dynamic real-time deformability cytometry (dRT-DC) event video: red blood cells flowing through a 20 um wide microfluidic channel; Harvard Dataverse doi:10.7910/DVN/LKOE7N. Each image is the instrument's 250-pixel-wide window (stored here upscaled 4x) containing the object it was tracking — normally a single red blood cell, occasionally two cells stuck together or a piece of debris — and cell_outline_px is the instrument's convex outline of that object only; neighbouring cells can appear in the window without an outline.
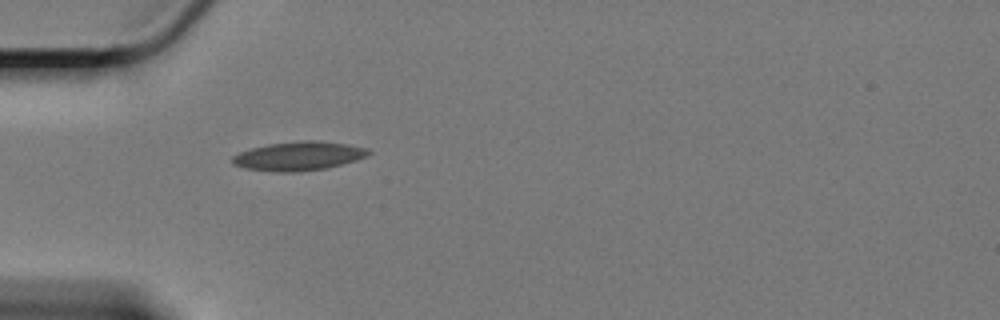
{"species": "Egyptian fruit bat (a non-hibernating species)", "species_latin": "Rousettus aegyptiacus", "temperature_condition": "cold", "stored_images_in_passage": 42, "camera_frame_rate_fps": 3000, "um_per_image_px": 0.085, "animal": {"sex": "female"}, "frame": {"image": 1, "passage_image": 1, "time_ms": 0.0, "image_size_px": [1000, 320], "cell_outline_px": [[372, 152], [368, 156], [356, 160], [328, 168], [300, 172], [272, 172], [244, 168], [232, 164], [232, 156], [240, 152], [252, 148], [268, 144], [300, 140], [320, 140], [348, 144], [368, 148]], "centroid_in_image_um": [25.41, 13.26], "position_along_channel_um": 59.6, "area_um2": 23.29}}
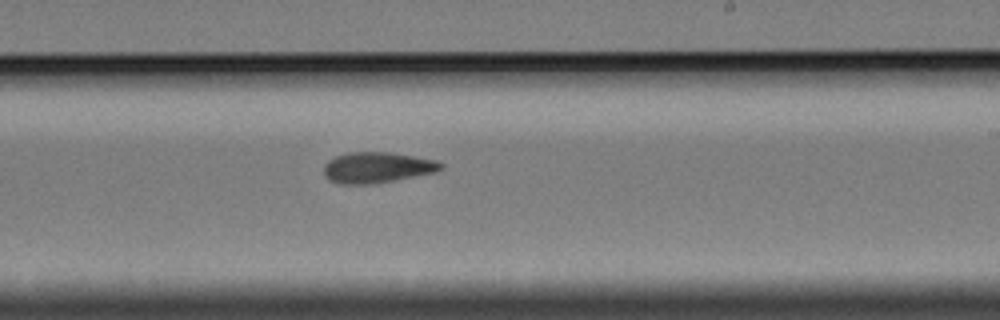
{"frame": {"image": 2, "passage_image": 19, "time_ms": 6.0, "image_size_px": [1000, 320], "cell_outline_px": [[444, 168], [436, 172], [372, 184], [340, 184], [328, 180], [324, 176], [324, 164], [328, 160], [336, 156], [348, 152], [392, 152], [436, 160], [444, 164]], "centroid_in_image_um": [32.04, 14.23], "position_along_channel_um": 257.0, "area_um2": 21.15}}
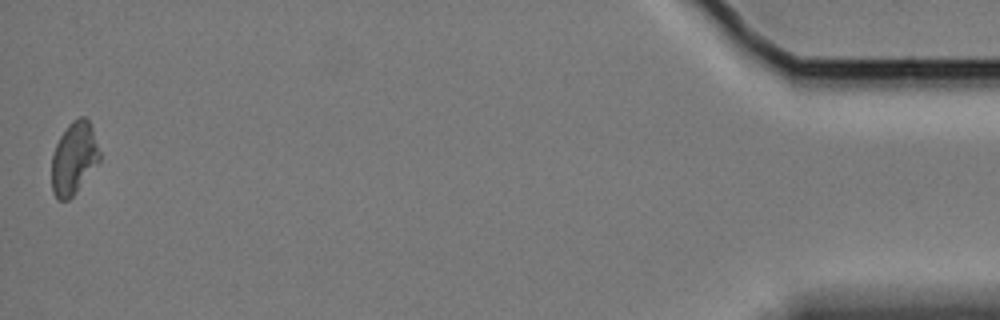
{"frame": {"image": 3, "passage_image": 42, "time_ms": 13.667, "image_size_px": [1000, 320], "cell_outline_px": [[100, 160], [76, 192], [68, 200], [56, 200], [52, 192], [52, 156], [56, 144], [60, 136], [68, 124], [72, 120], [80, 116], [84, 116], [88, 120], [92, 128], [100, 152]], "centroid_in_image_um": [6.27, 13.45], "position_along_channel_um": 428.9, "area_um2": 20.17}, "authors_computed_cell_mechanics": {"area_um2": 20.6635, "velocity_mm_per_s": 3.3517, "shape_relaxation_time_tau1_ms": null, "shape_relaxation_time_tau2_ms": 6.9513, "deformation_change_tau1": null, "deformation_change_tau2": 0.1267}}